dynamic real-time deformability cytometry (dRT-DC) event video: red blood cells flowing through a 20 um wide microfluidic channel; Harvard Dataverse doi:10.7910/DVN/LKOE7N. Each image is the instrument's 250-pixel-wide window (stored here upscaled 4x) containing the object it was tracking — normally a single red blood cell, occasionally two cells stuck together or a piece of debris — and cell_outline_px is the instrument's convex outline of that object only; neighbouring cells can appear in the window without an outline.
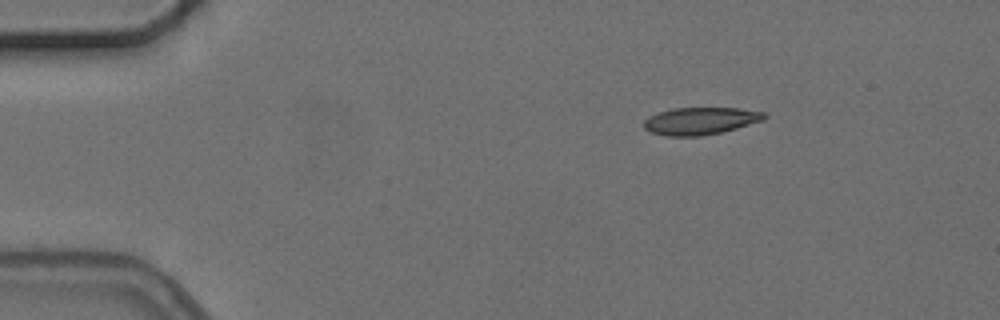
{"species": "common noctule bat (a hibernating species)", "species_latin": "Nyctalus noctula", "temperature_condition": "cold", "stored_images_in_passage": 3, "camera_frame_rate_fps": 3000, "um_per_image_px": 0.085, "animal": {"sex": "female", "body_mass_g": 24.6, "forearm_length_mm": 56.2}, "frame": {"image": 1, "passage_image": 1, "time_ms": 0.0, "image_size_px": [1000, 320], "cell_outline_px": [[768, 116], [764, 120], [736, 128], [720, 132], [700, 136], [664, 136], [652, 132], [644, 128], [644, 120], [648, 116], [672, 108], [740, 108], [764, 112]], "centroid_in_image_um": [59.54, 10.27], "position_along_channel_um": 25.5, "area_um2": 19.13}}